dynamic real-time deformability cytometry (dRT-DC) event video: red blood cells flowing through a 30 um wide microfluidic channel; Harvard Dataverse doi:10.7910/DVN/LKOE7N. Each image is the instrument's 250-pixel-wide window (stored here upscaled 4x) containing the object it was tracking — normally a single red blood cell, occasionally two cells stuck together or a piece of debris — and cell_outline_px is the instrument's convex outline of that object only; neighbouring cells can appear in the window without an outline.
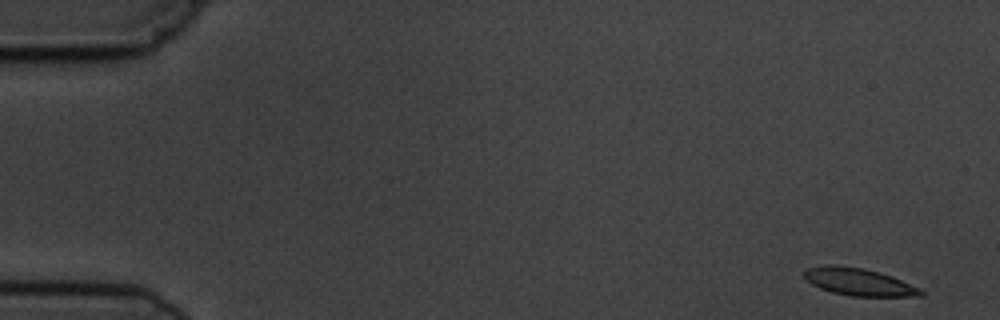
{"species": "common noctule bat (a hibernating species)", "species_latin": "Nyctalus noctula", "temperature_condition": "cold", "stored_images_in_passage": 5, "camera_frame_rate_fps": 3000, "um_per_image_px": 0.085, "animal": {"sex": "male", "body_mass_g": 19.5, "forearm_length_mm": 54.6}, "frame": {"image": 1, "passage_image": 1, "time_ms": 0.0, "image_size_px": [1000, 320], "cell_outline_px": [[924, 296], [852, 296], [832, 292], [820, 288], [812, 284], [804, 276], [804, 272], [808, 268], [824, 264], [836, 264], [864, 268], [880, 272], [892, 276], [920, 288], [924, 292]], "centroid_in_image_um": [73.01, 23.95], "position_along_channel_um": 12.0, "area_um2": 18.67}}